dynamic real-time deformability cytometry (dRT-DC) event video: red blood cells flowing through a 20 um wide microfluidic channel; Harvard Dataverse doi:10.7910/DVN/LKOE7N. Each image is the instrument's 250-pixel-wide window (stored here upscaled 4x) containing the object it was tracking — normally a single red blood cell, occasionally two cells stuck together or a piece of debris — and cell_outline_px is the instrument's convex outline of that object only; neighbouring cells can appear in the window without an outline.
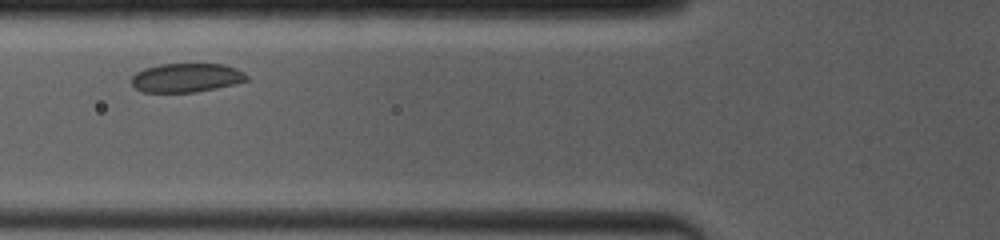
{"species": "common noctule bat (a hibernating species)", "species_latin": "Nyctalus noctula", "temperature_condition": "room temperature", "stored_images_in_passage": 20, "camera_frame_rate_fps": 4000, "um_per_image_px": 0.085, "animal": {"sex": "female", "body_mass_g": 19.0, "forearm_length_mm": 53.3}, "frame": {"image": 1, "passage_image": 2, "time_ms": 1.0, "image_size_px": [1000, 240], "cell_outline_px": [[248, 80], [216, 88], [196, 92], [144, 92], [136, 88], [132, 84], [132, 76], [136, 72], [144, 68], [160, 64], [224, 64], [236, 68], [244, 72], [248, 76]], "centroid_in_image_um": [15.84, 6.6], "position_along_channel_um": 110.0, "area_um2": 19.36}}
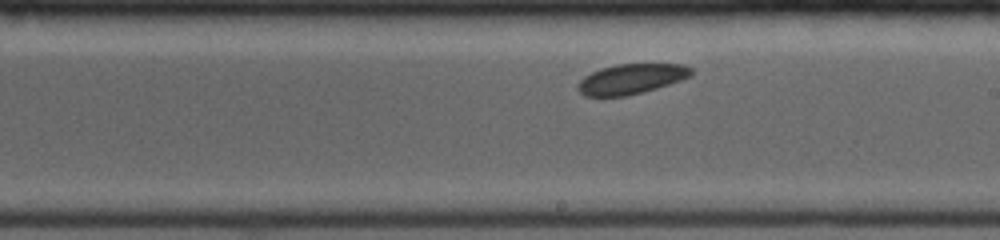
{"frame": {"image": 2, "passage_image": 10, "time_ms": 4.25, "image_size_px": [1000, 240], "cell_outline_px": [[692, 76], [656, 88], [624, 96], [584, 96], [576, 88], [576, 84], [584, 76], [600, 68], [616, 64], [684, 64], [692, 68]], "centroid_in_image_um": [53.62, 6.7], "position_along_channel_um": 235.4, "area_um2": 19.83}}
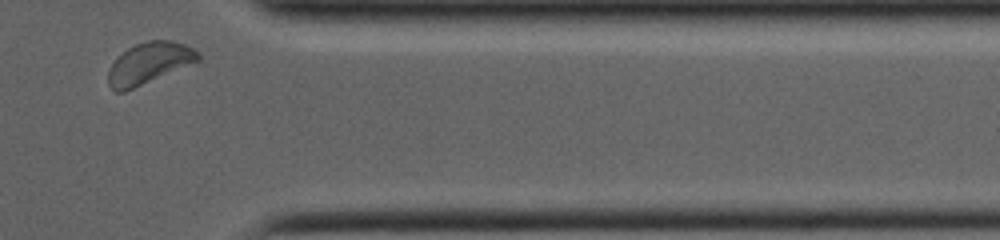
{"frame": {"image": 3, "passage_image": 20, "time_ms": 8.5, "image_size_px": [1000, 240], "cell_outline_px": [[200, 60], [124, 92], [116, 92], [108, 84], [108, 72], [112, 64], [128, 48], [136, 44], [148, 40], [172, 40], [184, 44], [200, 52]], "centroid_in_image_um": [12.69, 5.36], "position_along_channel_um": 398.7, "area_um2": 21.27}}